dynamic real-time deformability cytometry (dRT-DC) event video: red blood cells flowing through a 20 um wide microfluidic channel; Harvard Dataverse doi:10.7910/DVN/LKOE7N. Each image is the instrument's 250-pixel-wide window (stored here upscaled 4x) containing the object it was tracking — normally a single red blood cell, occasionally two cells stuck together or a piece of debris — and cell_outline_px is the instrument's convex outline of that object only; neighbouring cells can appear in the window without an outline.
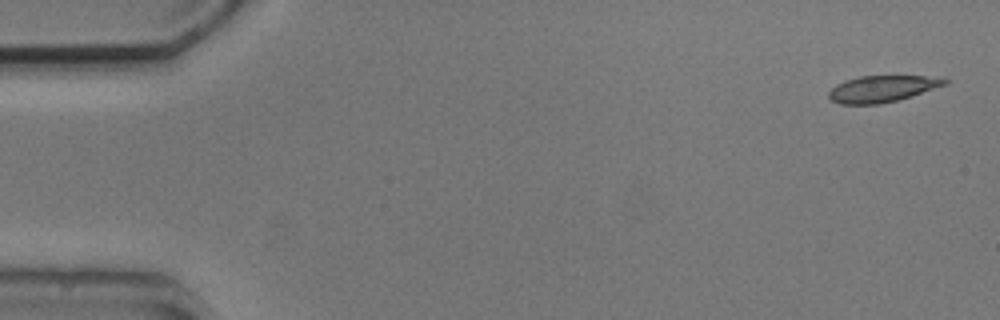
{"species": "common noctule bat (a hibernating species)", "species_latin": "Nyctalus noctula", "temperature_condition": "cold", "stored_images_in_passage": 6, "camera_frame_rate_fps": 3000, "um_per_image_px": 0.085, "animal": {"sex": "male", "body_mass_g": 20.5, "forearm_length_mm": 52.5}, "frame": {"image": 1, "passage_image": 1, "time_ms": 0.0, "image_size_px": [1000, 320], "cell_outline_px": [[948, 84], [912, 96], [880, 104], [840, 104], [832, 100], [828, 96], [828, 92], [836, 84], [844, 80], [860, 76], [944, 76], [948, 80]], "centroid_in_image_um": [75.02, 7.53], "position_along_channel_um": 10.0, "area_um2": 18.09}}
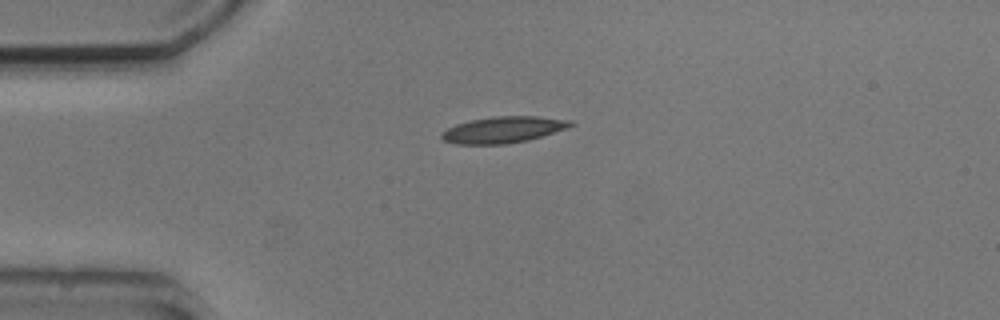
{"frame": {"image": 2, "passage_image": 4, "time_ms": 3.667, "image_size_px": [1000, 320], "cell_outline_px": [[576, 124], [568, 128], [528, 140], [504, 144], [456, 144], [444, 140], [440, 136], [440, 132], [456, 124], [472, 120], [492, 116], [536, 116], [572, 120]], "centroid_in_image_um": [42.79, 11.02], "position_along_channel_um": 42.2, "area_um2": 19.83}}